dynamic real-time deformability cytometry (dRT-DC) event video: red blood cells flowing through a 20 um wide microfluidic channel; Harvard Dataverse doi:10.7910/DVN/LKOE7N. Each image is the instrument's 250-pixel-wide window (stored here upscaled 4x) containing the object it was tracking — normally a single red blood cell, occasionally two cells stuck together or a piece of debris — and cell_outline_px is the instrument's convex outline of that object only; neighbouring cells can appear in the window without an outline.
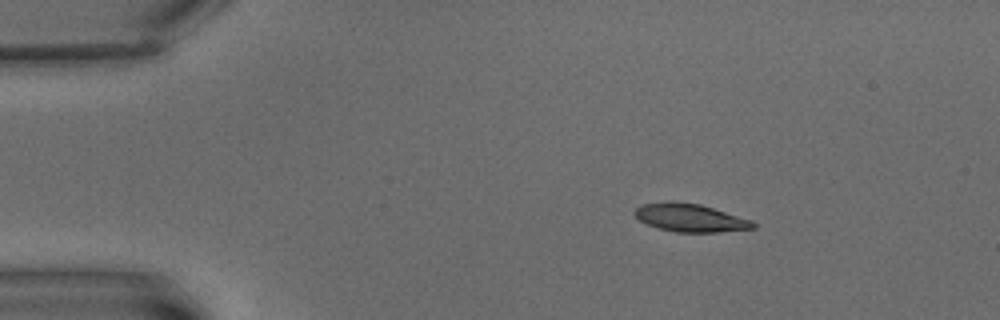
{"species": "common noctule bat (a hibernating species)", "species_latin": "Nyctalus noctula", "temperature_condition": "warm", "stored_images_in_passage": 7, "camera_frame_rate_fps": 3000, "um_per_image_px": 0.085, "animal": {"sex": "male", "body_mass_g": 15.6}, "frame": {"image": 1, "passage_image": 2, "time_ms": 2.0, "image_size_px": [1000, 320], "cell_outline_px": [[756, 228], [716, 232], [676, 232], [660, 228], [648, 224], [640, 220], [632, 212], [640, 204], [668, 200], [672, 200], [700, 204], [752, 220], [756, 224]], "centroid_in_image_um": [58.64, 18.49], "position_along_channel_um": 26.4, "area_um2": 19.42}}
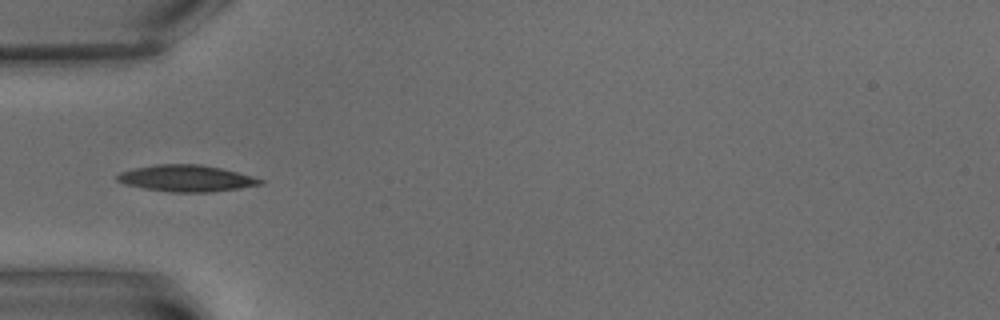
{"frame": {"image": 2, "passage_image": 5, "time_ms": 5.667, "image_size_px": [1000, 320], "cell_outline_px": [[264, 184], [240, 188], [212, 192], [172, 192], [144, 188], [124, 184], [116, 180], [116, 176], [120, 172], [136, 168], [156, 164], [200, 164], [220, 168], [252, 176], [264, 180]], "centroid_in_image_um": [15.85, 15.16], "position_along_channel_um": 69.2, "area_um2": 22.02}}
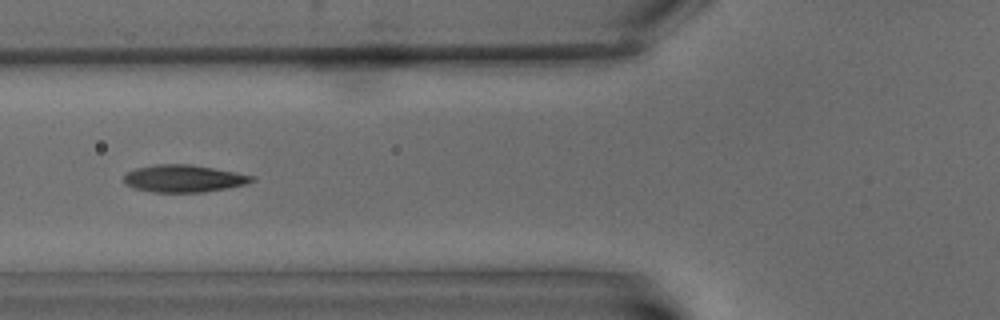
{"frame": {"image": 3, "passage_image": 6, "time_ms": 7.0, "image_size_px": [1000, 320], "cell_outline_px": [[256, 180], [244, 184], [228, 188], [204, 192], [152, 192], [136, 188], [124, 184], [124, 176], [128, 172], [136, 168], [156, 164], [192, 164], [256, 176]], "centroid_in_image_um": [15.63, 15.17], "position_along_channel_um": 110.2, "area_um2": 20.35}}